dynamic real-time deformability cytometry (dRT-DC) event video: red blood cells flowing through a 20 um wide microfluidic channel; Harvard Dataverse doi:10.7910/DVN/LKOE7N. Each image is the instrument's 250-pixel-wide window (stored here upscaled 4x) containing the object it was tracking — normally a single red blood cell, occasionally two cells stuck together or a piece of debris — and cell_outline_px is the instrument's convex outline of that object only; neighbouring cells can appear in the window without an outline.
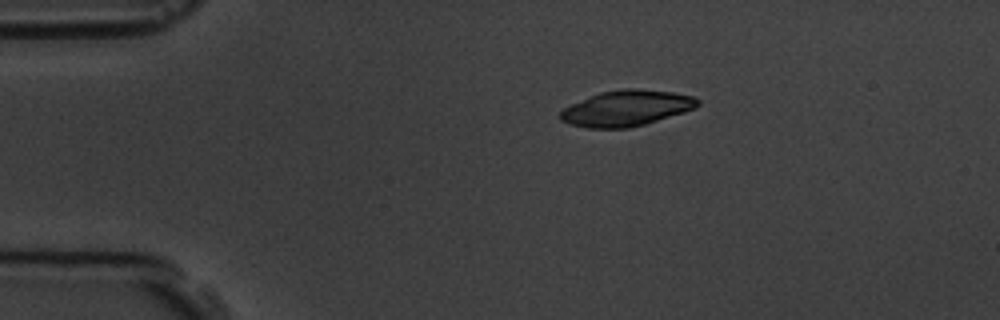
{"species": "common noctule bat (a hibernating species)", "species_latin": "Nyctalus noctula", "temperature_condition": "room temperature", "stored_images_in_passage": 3, "camera_frame_rate_fps": 3000, "um_per_image_px": 0.085, "animal": {"sex": "male", "body_mass_g": 19.5, "forearm_length_mm": 54.6}, "frame": {"image": 1, "passage_image": 1, "time_ms": 0.0, "image_size_px": [1000, 320], "cell_outline_px": [[700, 104], [696, 108], [684, 112], [644, 124], [628, 128], [588, 128], [568, 124], [560, 120], [560, 112], [564, 108], [572, 104], [600, 92], [624, 88], [636, 88], [672, 92], [696, 96], [700, 100]], "centroid_in_image_um": [53.27, 9.19], "position_along_channel_um": 31.7, "area_um2": 28.61}}